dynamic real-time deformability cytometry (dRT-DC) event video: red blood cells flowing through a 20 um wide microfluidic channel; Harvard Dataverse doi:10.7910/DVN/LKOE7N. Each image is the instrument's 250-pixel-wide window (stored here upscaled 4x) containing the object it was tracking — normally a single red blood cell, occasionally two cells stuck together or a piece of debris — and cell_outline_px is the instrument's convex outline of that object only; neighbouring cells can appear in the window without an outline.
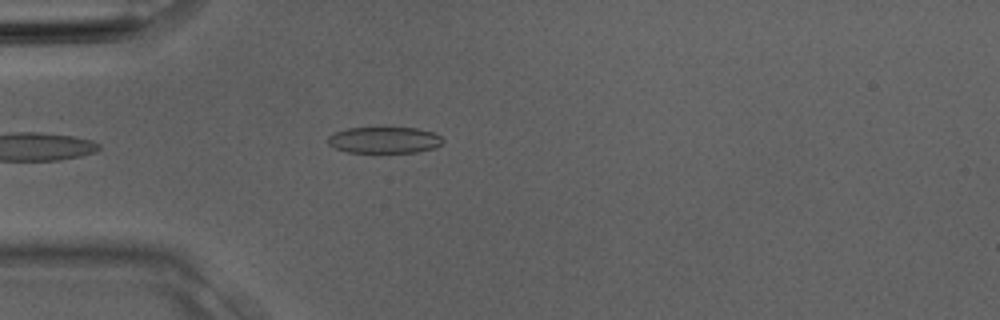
{"species": "Egyptian fruit bat (a non-hibernating species)", "species_latin": "Rousettus aegyptiacus", "temperature_condition": "room temperature", "stored_images_in_passage": 2, "camera_frame_rate_fps": 3000, "um_per_image_px": 0.085, "animal": {"sex": "male"}, "frame": {"image": 1, "passage_image": 2, "time_ms": 0.333, "image_size_px": [1000, 320], "cell_outline_px": [[444, 140], [436, 148], [416, 152], [348, 152], [336, 148], [328, 144], [328, 136], [332, 132], [348, 128], [416, 128], [432, 132], [440, 136]], "centroid_in_image_um": [32.65, 11.9], "position_along_channel_um": 52.3, "area_um2": 17.57}}